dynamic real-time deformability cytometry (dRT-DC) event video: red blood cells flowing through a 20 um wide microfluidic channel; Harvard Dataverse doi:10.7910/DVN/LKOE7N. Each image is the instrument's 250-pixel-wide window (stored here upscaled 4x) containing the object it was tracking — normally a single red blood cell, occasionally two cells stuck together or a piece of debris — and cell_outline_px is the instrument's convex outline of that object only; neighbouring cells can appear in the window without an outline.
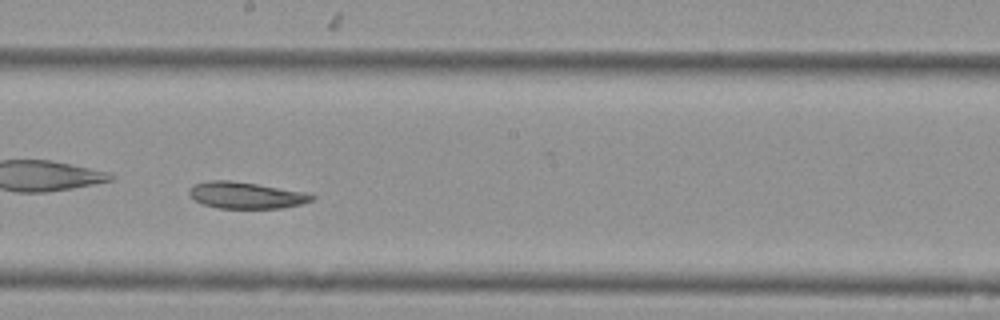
{"species": "Egyptian fruit bat (a non-hibernating species)", "species_latin": "Rousettus aegyptiacus", "temperature_condition": "cold", "stored_images_in_passage": 53, "camera_frame_rate_fps": 3000, "um_per_image_px": 0.085, "animal": {"sex": "female"}, "frame": {"image": 1, "passage_image": 31, "time_ms": 10.0, "image_size_px": [1000, 320], "cell_outline_px": [[316, 196], [312, 200], [300, 204], [280, 208], [216, 208], [204, 204], [196, 200], [188, 192], [188, 188], [192, 184], [208, 180], [228, 180], [312, 192]], "centroid_in_image_um": [20.94, 16.58], "position_along_channel_um": 227.3, "area_um2": 19.13}}
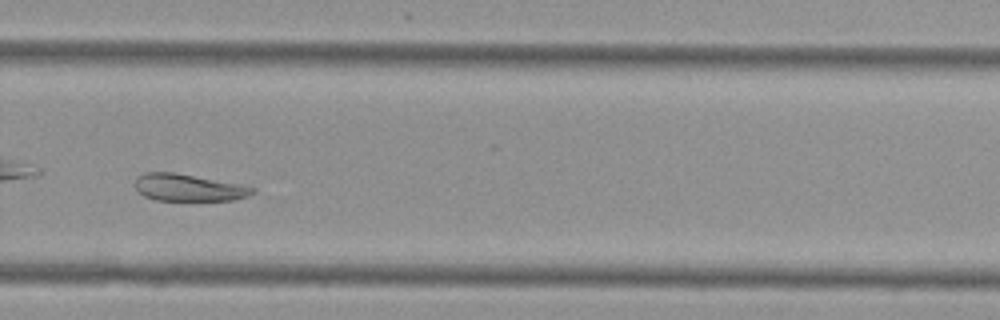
{"frame": {"image": 2, "passage_image": 38, "time_ms": 12.333, "image_size_px": [1000, 320], "cell_outline_px": [[256, 192], [248, 196], [232, 200], [156, 200], [144, 196], [136, 188], [136, 176], [144, 172], [172, 172], [236, 184], [256, 188]], "centroid_in_image_um": [15.99, 15.95], "position_along_channel_um": 313.8, "area_um2": 18.15}, "authors_computed_cell_mechanics": {"area_um2": 23.8136, "velocity_mm_per_s": 3.7107, "shape_relaxation_time_tau1_ms": 6.5762, "shape_relaxation_time_tau2_ms": null, "deformation_change_tau1": 0.1282, "deformation_change_tau2": null}}